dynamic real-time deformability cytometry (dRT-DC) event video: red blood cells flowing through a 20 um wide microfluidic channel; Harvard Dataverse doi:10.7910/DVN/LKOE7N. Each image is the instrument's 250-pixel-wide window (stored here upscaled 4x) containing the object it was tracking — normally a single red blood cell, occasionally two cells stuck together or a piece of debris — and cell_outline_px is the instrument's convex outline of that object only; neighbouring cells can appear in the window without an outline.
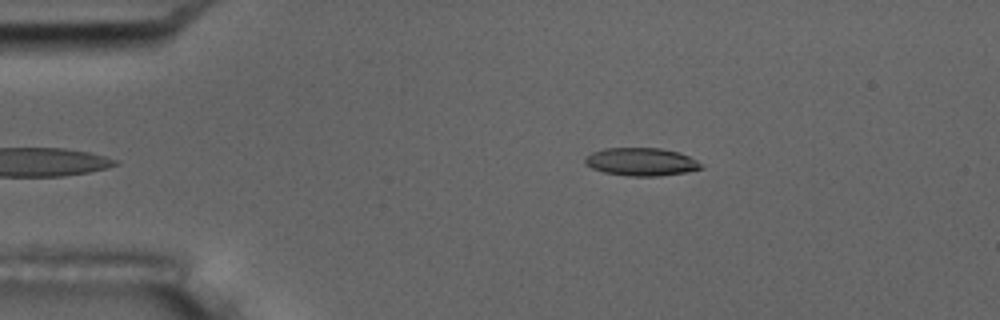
{"species": "common noctule bat (a hibernating species)", "species_latin": "Nyctalus noctula", "temperature_condition": "room temperature", "stored_images_in_passage": 5, "camera_frame_rate_fps": 3000, "um_per_image_px": 0.085, "animal": {"sex": "male", "body_mass_g": 17.5, "forearm_length_mm": 52.3}, "frame": {"image": 1, "passage_image": 5, "time_ms": 1.333, "image_size_px": [1000, 320], "cell_outline_px": [[704, 168], [684, 172], [660, 176], [628, 176], [604, 172], [592, 168], [584, 164], [584, 160], [592, 152], [604, 148], [660, 148], [676, 152], [688, 156], [696, 160]], "centroid_in_image_um": [54.47, 13.76], "position_along_channel_um": 30.5, "area_um2": 18.73}}